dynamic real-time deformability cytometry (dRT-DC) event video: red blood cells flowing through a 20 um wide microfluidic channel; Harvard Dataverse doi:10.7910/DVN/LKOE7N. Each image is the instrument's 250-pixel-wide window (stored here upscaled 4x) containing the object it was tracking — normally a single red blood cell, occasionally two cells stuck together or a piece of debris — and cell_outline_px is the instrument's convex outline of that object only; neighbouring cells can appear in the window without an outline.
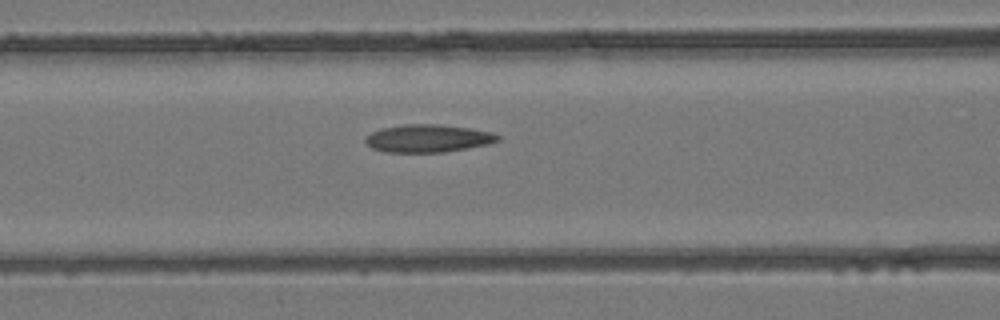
{"species": "common noctule bat (a hibernating species)", "species_latin": "Nyctalus noctula", "temperature_condition": "room temperature", "stored_images_in_passage": 4, "camera_frame_rate_fps": 3000, "um_per_image_px": 0.085, "animal": {"sex": "female", "body_mass_g": 24.6, "forearm_length_mm": 56.2}, "frame": {"image": 1, "passage_image": 4, "time_ms": 1.0, "image_size_px": [1000, 320], "cell_outline_px": [[500, 140], [488, 144], [468, 148], [444, 152], [384, 152], [372, 148], [364, 140], [372, 132], [384, 128], [404, 124], [440, 124], [468, 128], [492, 132], [500, 136]], "centroid_in_image_um": [36.4, 11.76], "position_along_channel_um": 130.2, "area_um2": 21.27}}